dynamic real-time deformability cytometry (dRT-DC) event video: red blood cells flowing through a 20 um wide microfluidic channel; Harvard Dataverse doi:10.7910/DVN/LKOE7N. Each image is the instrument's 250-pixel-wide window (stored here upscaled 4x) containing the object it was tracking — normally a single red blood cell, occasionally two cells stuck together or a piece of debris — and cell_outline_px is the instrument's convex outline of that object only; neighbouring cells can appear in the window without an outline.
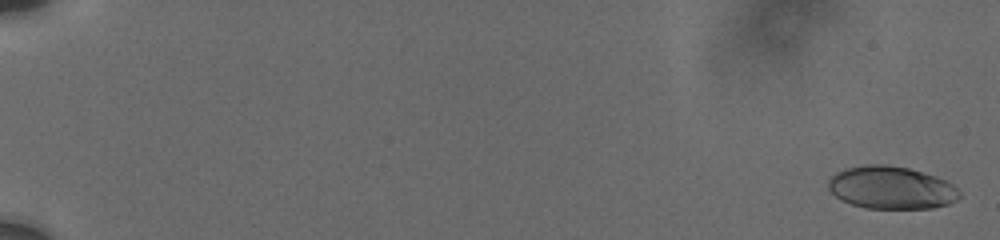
{"species": "human", "species_latin": "Homo sapiens", "temperature_condition": "cold", "stored_images_in_passage": 23, "camera_frame_rate_fps": 3000, "um_per_image_px": 0.085, "donor": {"sex": "male"}, "frame": {"image": 1, "passage_image": 1, "time_ms": 0.0, "image_size_px": [1000, 240], "cell_outline_px": [[960, 196], [956, 200], [948, 204], [932, 208], [864, 208], [852, 204], [836, 196], [828, 188], [828, 180], [836, 172], [844, 168], [864, 164], [884, 164], [908, 168], [936, 176], [952, 184], [960, 192]], "centroid_in_image_um": [75.74, 15.94], "position_along_channel_um": 9.3, "area_um2": 32.54}}
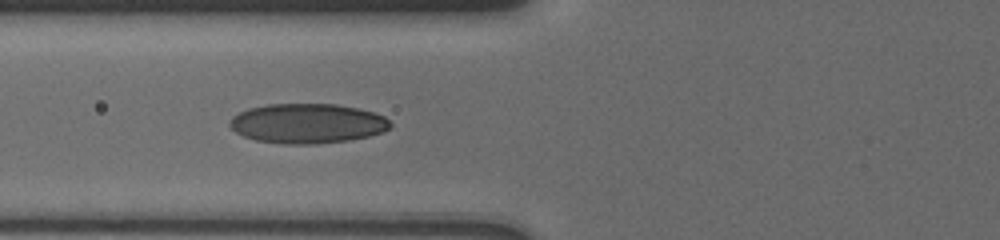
{"frame": {"image": 2, "passage_image": 20, "time_ms": 8.0, "image_size_px": [1000, 240], "cell_outline_px": [[392, 124], [384, 132], [368, 136], [348, 140], [316, 144], [284, 144], [256, 140], [244, 136], [236, 132], [228, 124], [232, 116], [248, 108], [268, 104], [336, 104], [356, 108], [372, 112], [384, 116]], "centroid_in_image_um": [26.11, 10.49], "position_along_channel_um": 99.7, "area_um2": 37.11}}
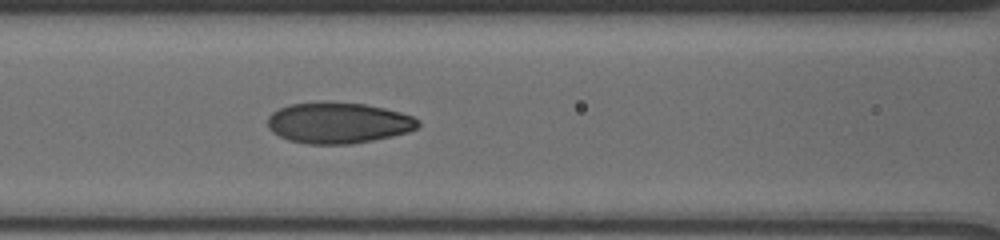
{"frame": {"image": 3, "passage_image": 23, "time_ms": 9.0, "image_size_px": [1000, 240], "cell_outline_px": [[420, 124], [416, 128], [408, 132], [392, 136], [352, 144], [308, 144], [288, 140], [272, 132], [268, 128], [268, 116], [272, 112], [280, 108], [292, 104], [364, 104], [384, 108], [400, 112], [412, 116], [420, 120]], "centroid_in_image_um": [28.77, 10.48], "position_along_channel_um": 137.8, "area_um2": 35.2}}